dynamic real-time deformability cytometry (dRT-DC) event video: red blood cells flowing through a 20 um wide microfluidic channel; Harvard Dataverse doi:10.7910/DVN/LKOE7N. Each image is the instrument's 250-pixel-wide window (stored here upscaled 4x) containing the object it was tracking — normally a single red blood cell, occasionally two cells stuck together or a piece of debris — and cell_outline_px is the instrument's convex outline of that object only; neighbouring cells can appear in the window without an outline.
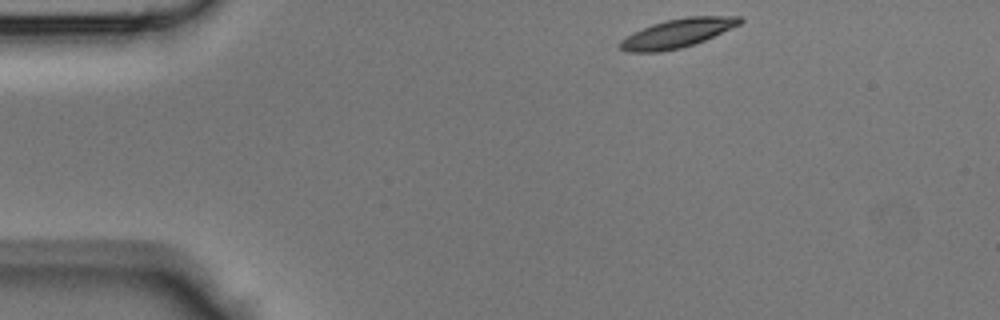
{"species": "Egyptian fruit bat (a non-hibernating species)", "species_latin": "Rousettus aegyptiacus", "temperature_condition": "room temperature", "stored_images_in_passage": 38, "camera_frame_rate_fps": 3000, "um_per_image_px": 0.085, "animal": {"sex": "male"}, "frame": {"image": 1, "passage_image": 1, "time_ms": 0.0, "image_size_px": [1000, 320], "cell_outline_px": [[744, 20], [740, 24], [732, 28], [704, 40], [680, 48], [660, 52], [628, 52], [620, 48], [620, 40], [632, 32], [652, 24], [664, 20], [688, 16], [740, 16]], "centroid_in_image_um": [57.57, 2.81], "position_along_channel_um": 27.4, "area_um2": 20.06}}
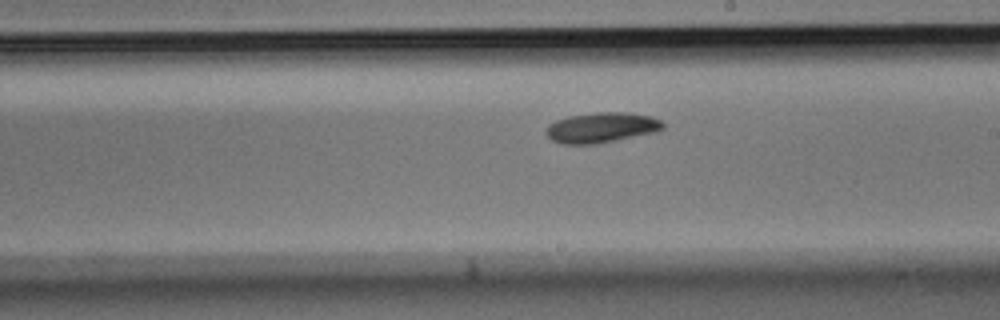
{"frame": {"image": 2, "passage_image": 19, "time_ms": 6.0, "image_size_px": [1000, 320], "cell_outline_px": [[664, 128], [656, 132], [596, 144], [564, 144], [552, 140], [544, 132], [548, 124], [556, 120], [568, 116], [596, 112], [624, 112], [652, 116], [660, 120], [664, 124]], "centroid_in_image_um": [51.12, 10.84], "position_along_channel_um": 237.9, "area_um2": 20.69}}
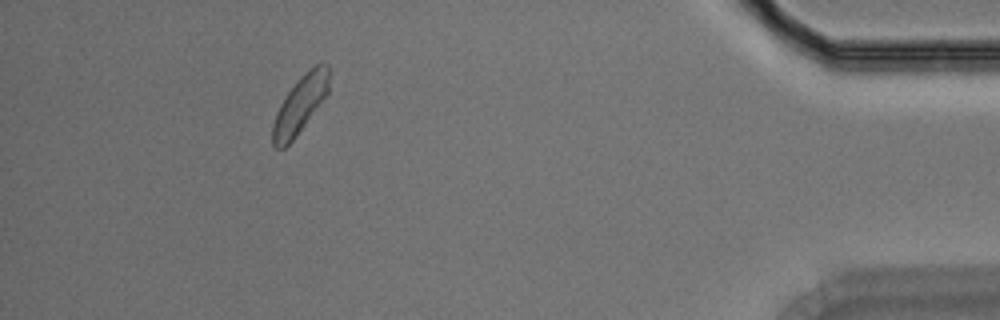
{"frame": {"image": 3, "passage_image": 34, "time_ms": 11.0, "image_size_px": [1000, 320], "cell_outline_px": [[328, 92], [296, 136], [284, 148], [276, 148], [272, 144], [272, 124], [276, 112], [280, 104], [288, 92], [300, 76], [304, 72], [316, 64], [328, 64]], "centroid_in_image_um": [25.47, 8.9], "position_along_channel_um": 409.7, "area_um2": 18.38}}